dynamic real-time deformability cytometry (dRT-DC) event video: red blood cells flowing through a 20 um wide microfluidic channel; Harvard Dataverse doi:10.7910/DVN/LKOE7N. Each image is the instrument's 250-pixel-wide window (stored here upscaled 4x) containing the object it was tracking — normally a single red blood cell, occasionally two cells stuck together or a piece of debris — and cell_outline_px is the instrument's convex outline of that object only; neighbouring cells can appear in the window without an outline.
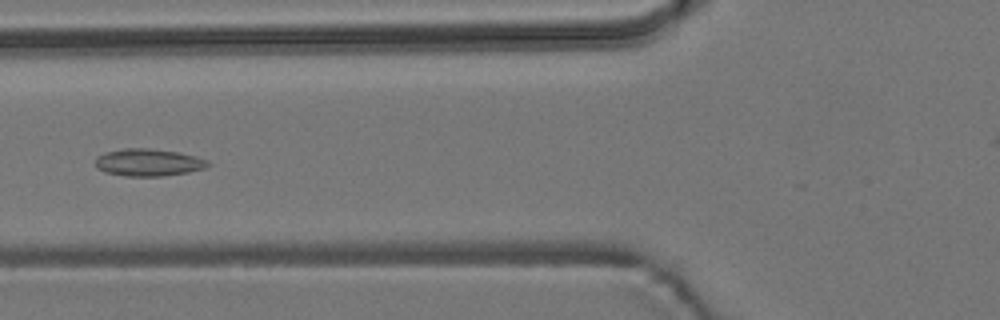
{"species": "common noctule bat (a hibernating species)", "species_latin": "Nyctalus noctula", "temperature_condition": "room temperature", "stored_images_in_passage": 6, "camera_frame_rate_fps": 3000, "um_per_image_px": 0.085, "animal": {"sex": "male", "body_mass_g": 19.2, "forearm_length_mm": 51.8}, "frame": {"image": 1, "passage_image": 6, "time_ms": 6.667, "image_size_px": [1000, 320], "cell_outline_px": [[212, 164], [204, 168], [188, 172], [164, 176], [124, 176], [104, 172], [96, 168], [96, 156], [104, 152], [124, 148], [148, 148], [180, 152], [196, 156], [208, 160]], "centroid_in_image_um": [12.61, 13.8], "position_along_channel_um": 113.2, "area_um2": 18.15}}